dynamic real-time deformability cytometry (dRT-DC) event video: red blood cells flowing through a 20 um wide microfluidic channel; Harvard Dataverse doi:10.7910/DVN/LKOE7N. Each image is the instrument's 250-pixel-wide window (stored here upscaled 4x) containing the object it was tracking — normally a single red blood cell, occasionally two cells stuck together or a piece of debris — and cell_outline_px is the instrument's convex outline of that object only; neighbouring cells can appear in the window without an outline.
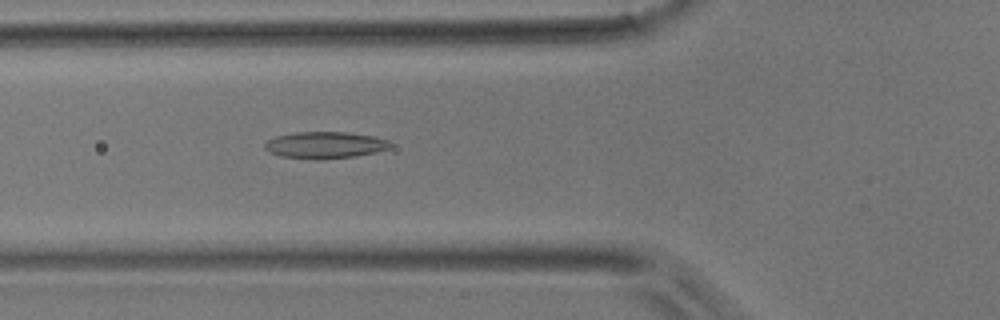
{"species": "common noctule bat (a hibernating species)", "species_latin": "Nyctalus noctula", "temperature_condition": "room temperature", "stored_images_in_passage": 38, "camera_frame_rate_fps": 3000, "um_per_image_px": 0.085, "animal": {"sex": "male", "body_mass_g": 17.9}, "frame": {"image": 1, "passage_image": 9, "time_ms": 2.667, "image_size_px": [1000, 320], "cell_outline_px": [[392, 144], [388, 148], [376, 152], [352, 156], [316, 160], [280, 156], [268, 152], [264, 148], [264, 144], [268, 140], [276, 136], [296, 132], [348, 132], [372, 136], [388, 140]], "centroid_in_image_um": [27.58, 12.33], "position_along_channel_um": 98.2, "area_um2": 19.48}}
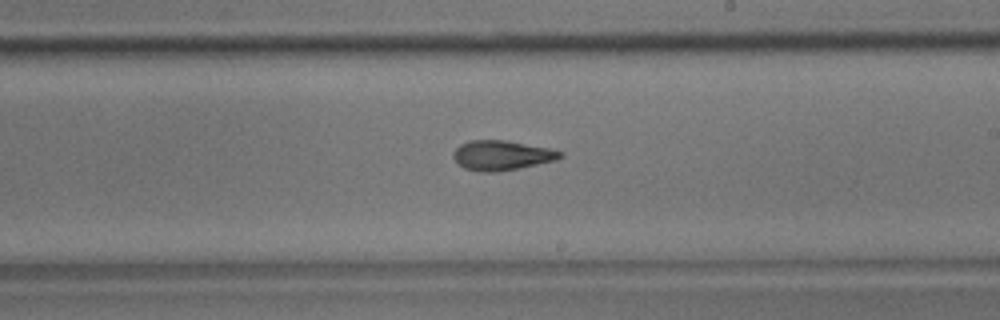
{"frame": {"image": 2, "passage_image": 20, "time_ms": 6.333, "image_size_px": [1000, 320], "cell_outline_px": [[564, 156], [556, 160], [520, 168], [496, 172], [480, 172], [464, 168], [452, 156], [452, 152], [460, 144], [472, 140], [504, 140], [548, 148], [564, 152]], "centroid_in_image_um": [42.65, 13.21], "position_along_channel_um": 246.3, "area_um2": 18.5}}
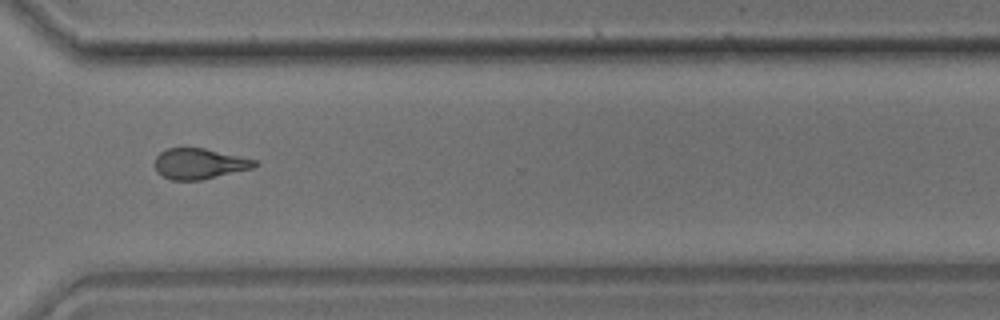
{"frame": {"image": 3, "passage_image": 28, "time_ms": 9.0, "image_size_px": [1000, 320], "cell_outline_px": [[260, 164], [252, 168], [200, 180], [172, 180], [156, 172], [156, 156], [160, 152], [168, 148], [204, 148], [256, 160]], "centroid_in_image_um": [16.94, 13.91], "position_along_channel_um": 353.7, "area_um2": 17.57}}